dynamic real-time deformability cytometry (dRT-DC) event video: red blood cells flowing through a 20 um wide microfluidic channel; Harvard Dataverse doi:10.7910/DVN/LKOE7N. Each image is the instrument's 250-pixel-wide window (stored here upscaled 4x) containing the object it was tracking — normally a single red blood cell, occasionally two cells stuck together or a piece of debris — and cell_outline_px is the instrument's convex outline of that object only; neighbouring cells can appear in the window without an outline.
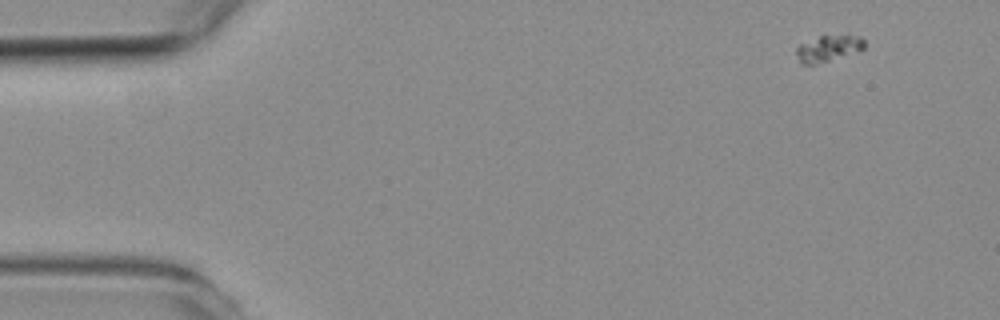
{"species": "common noctule bat (a hibernating species)", "species_latin": "Nyctalus noctula", "temperature_condition": "room temperature", "stored_images_in_passage": 5, "segment_of_instrument_passage": [2, 2], "camera_frame_rate_fps": 3000, "um_per_image_px": 0.085, "animal": {"sex": "female", "body_mass_g": 19.3, "forearm_length_mm": 54.1}, "frame": {"image": 1, "passage_image": 5, "time_ms": 5.333, "image_size_px": [1000, 320], "cell_outline_px": [[864, 48], [860, 52], [816, 64], [804, 64], [800, 60], [796, 52], [796, 48], [800, 44], [820, 36], [848, 32], [860, 36], [864, 40]], "centroid_in_image_um": [70.51, 4.06], "position_along_channel_um": 14.5, "area_um2": 10.81}}